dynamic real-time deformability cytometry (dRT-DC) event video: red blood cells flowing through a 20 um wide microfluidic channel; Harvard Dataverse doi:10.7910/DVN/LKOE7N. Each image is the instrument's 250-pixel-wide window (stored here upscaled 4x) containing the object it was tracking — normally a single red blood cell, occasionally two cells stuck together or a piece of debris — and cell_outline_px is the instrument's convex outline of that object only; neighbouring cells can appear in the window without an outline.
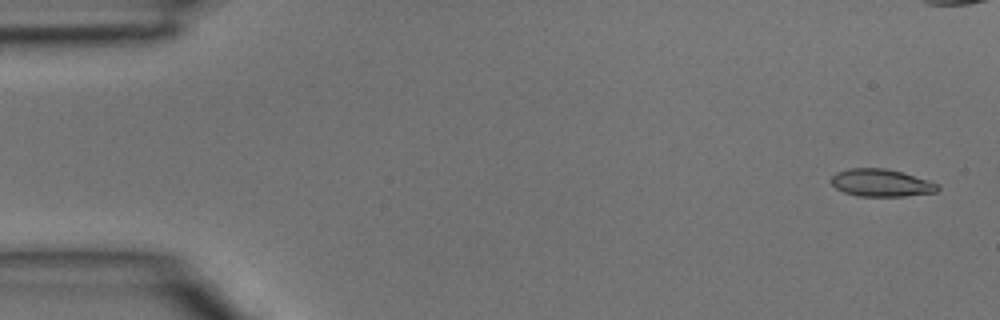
{"species": "common noctule bat (a hibernating species)", "species_latin": "Nyctalus noctula", "temperature_condition": "room temperature", "stored_images_in_passage": 5, "camera_frame_rate_fps": 3000, "um_per_image_px": 0.085, "animal": {"sex": "male", "body_mass_g": 15.6}, "frame": {"image": 1, "passage_image": 1, "time_ms": 0.0, "image_size_px": [1000, 320], "cell_outline_px": [[940, 188], [936, 192], [904, 196], [856, 196], [844, 192], [836, 188], [828, 180], [836, 172], [848, 168], [884, 168], [900, 172], [928, 180], [940, 184]], "centroid_in_image_um": [74.87, 15.54], "position_along_channel_um": 10.1, "area_um2": 17.11}}